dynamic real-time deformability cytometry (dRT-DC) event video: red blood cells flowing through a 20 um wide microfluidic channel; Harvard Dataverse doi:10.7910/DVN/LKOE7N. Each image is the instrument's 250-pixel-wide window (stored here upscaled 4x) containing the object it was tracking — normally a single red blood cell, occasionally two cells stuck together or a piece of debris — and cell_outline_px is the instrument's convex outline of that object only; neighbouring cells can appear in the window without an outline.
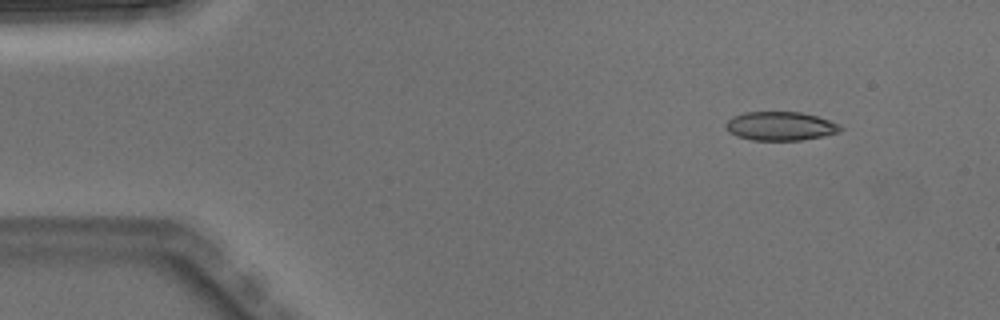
{"species": "Egyptian fruit bat (a non-hibernating species)", "species_latin": "Rousettus aegyptiacus", "temperature_condition": "warm", "stored_images_in_passage": 6, "camera_frame_rate_fps": 3000, "um_per_image_px": 0.085, "animal": {"sex": "male"}, "frame": {"image": 1, "passage_image": 1, "time_ms": 0.0, "image_size_px": [1000, 320], "cell_outline_px": [[844, 128], [840, 132], [824, 136], [800, 140], [752, 140], [736, 136], [728, 132], [724, 128], [724, 124], [732, 116], [744, 112], [800, 112], [816, 116], [840, 124]], "centroid_in_image_um": [66.31, 10.72], "position_along_channel_um": 18.7, "area_um2": 19.42}}
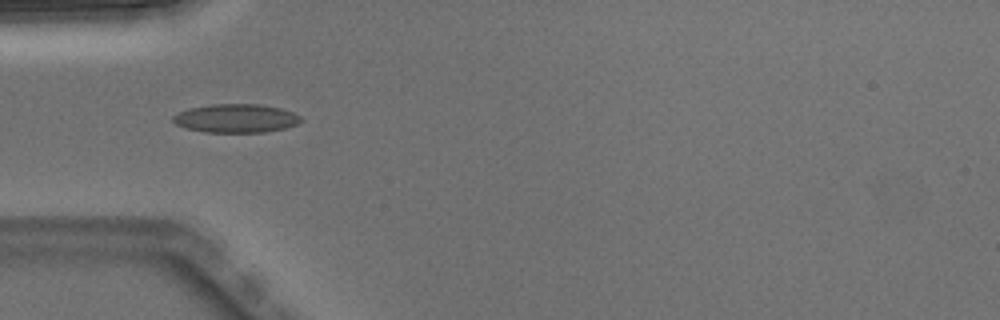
{"frame": {"image": 2, "passage_image": 4, "time_ms": 1.0, "image_size_px": [1000, 320], "cell_outline_px": [[304, 120], [296, 124], [284, 128], [264, 132], [204, 132], [184, 128], [176, 124], [172, 120], [172, 116], [188, 108], [212, 104], [260, 104], [280, 108], [292, 112], [300, 116]], "centroid_in_image_um": [20.04, 10.05], "position_along_channel_um": 65.0, "area_um2": 21.33}}